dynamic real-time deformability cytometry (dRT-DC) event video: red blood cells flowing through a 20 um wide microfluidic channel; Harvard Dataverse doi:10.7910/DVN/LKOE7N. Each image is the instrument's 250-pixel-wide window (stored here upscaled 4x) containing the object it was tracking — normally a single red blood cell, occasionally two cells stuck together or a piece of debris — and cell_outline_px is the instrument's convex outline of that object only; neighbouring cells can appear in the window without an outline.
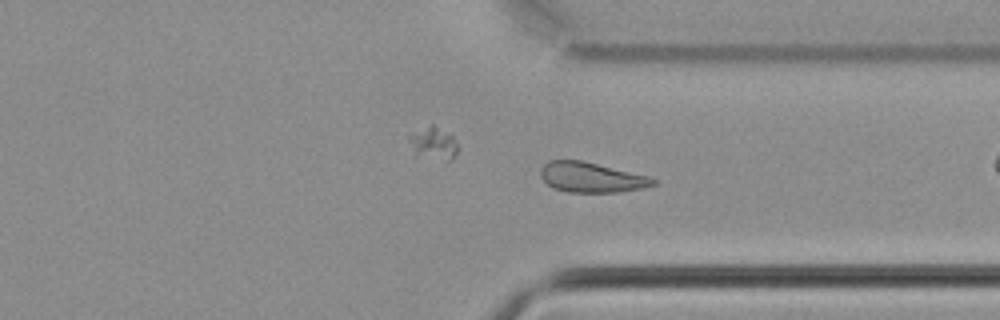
{"species": "common noctule bat (a hibernating species)", "species_latin": "Nyctalus noctula", "temperature_condition": "cold", "stored_images_in_passage": 42, "camera_frame_rate_fps": 3000, "um_per_image_px": 0.085, "animal": {"sex": "male", "body_mass_g": 21.5, "forearm_length_mm": 52.0}, "frame": {"image": 1, "passage_image": 30, "time_ms": 9.667, "image_size_px": [1000, 320], "cell_outline_px": [[656, 184], [644, 188], [616, 192], [568, 192], [552, 188], [540, 176], [540, 168], [548, 160], [580, 160], [648, 176], [656, 180]], "centroid_in_image_um": [50.23, 15.08], "position_along_channel_um": 361.2, "area_um2": 19.59}}